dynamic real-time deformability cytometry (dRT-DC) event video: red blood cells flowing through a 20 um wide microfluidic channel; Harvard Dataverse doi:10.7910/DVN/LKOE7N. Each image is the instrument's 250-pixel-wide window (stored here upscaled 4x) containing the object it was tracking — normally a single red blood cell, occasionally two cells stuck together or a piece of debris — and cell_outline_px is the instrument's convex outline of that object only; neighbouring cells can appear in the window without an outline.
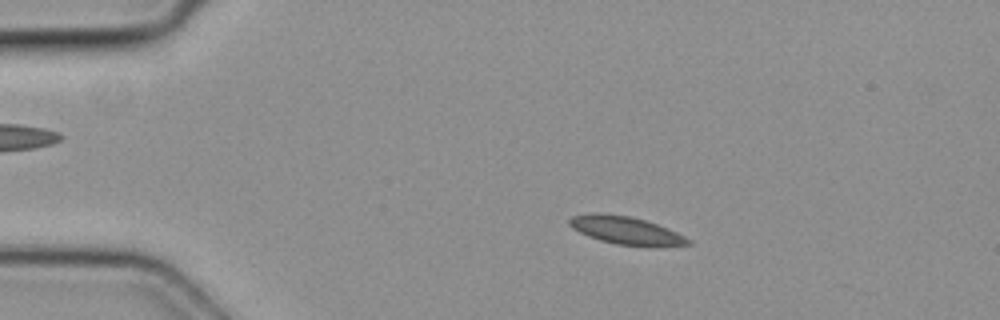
{"species": "common noctule bat (a hibernating species)", "species_latin": "Nyctalus noctula", "temperature_condition": "cold", "stored_images_in_passage": 15, "camera_frame_rate_fps": 3000, "um_per_image_px": 0.085, "animal": {"sex": "female", "body_mass_g": 19.3, "forearm_length_mm": 54.1}, "frame": {"image": 1, "passage_image": 8, "time_ms": 2.333, "image_size_px": [1000, 320], "cell_outline_px": [[692, 244], [660, 248], [644, 248], [616, 244], [600, 240], [588, 236], [572, 228], [568, 224], [568, 220], [572, 216], [592, 212], [600, 212], [628, 216], [644, 220], [668, 228], [692, 240]], "centroid_in_image_um": [53.25, 19.62], "position_along_channel_um": 31.7, "area_um2": 19.88}}
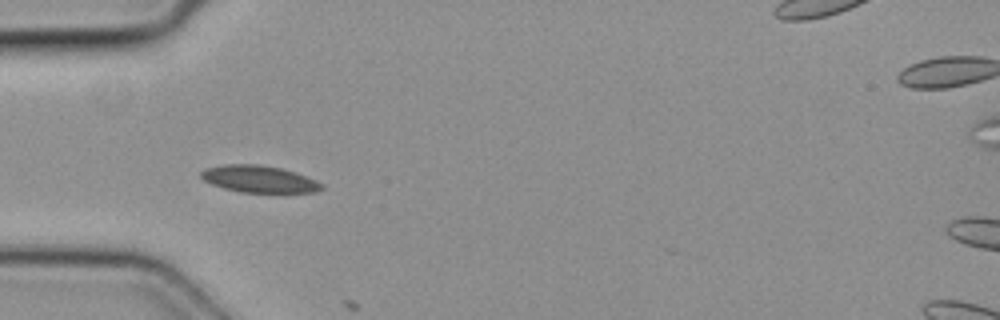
{"frame": {"image": 2, "passage_image": 14, "time_ms": 4.333, "image_size_px": [1000, 320], "cell_outline_px": [[324, 188], [316, 192], [240, 192], [224, 188], [212, 184], [204, 180], [200, 176], [200, 172], [204, 168], [224, 164], [260, 164], [280, 168], [316, 180], [324, 184]], "centroid_in_image_um": [21.99, 15.21], "position_along_channel_um": 63.0, "area_um2": 18.84}}